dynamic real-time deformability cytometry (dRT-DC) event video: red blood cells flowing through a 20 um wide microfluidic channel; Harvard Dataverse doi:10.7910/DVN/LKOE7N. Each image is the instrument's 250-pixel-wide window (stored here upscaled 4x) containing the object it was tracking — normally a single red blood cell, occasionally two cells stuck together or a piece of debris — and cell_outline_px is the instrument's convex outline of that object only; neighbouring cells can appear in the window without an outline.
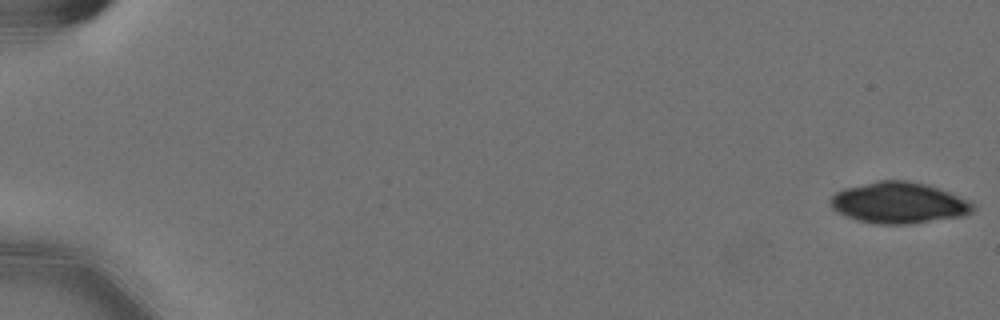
{"species": "Egyptian fruit bat (a non-hibernating species)", "species_latin": "Rousettus aegyptiacus", "temperature_condition": "cold", "stored_images_in_passage": 46, "camera_frame_rate_fps": 3000, "um_per_image_px": 0.085, "animal": {"sex": "female"}, "frame": {"image": 1, "passage_image": 1, "time_ms": 0.0, "image_size_px": [1000, 320], "cell_outline_px": [[972, 212], [964, 216], [908, 224], [876, 224], [860, 220], [848, 216], [832, 208], [828, 200], [836, 192], [844, 188], [880, 180], [908, 180], [928, 184], [968, 200], [972, 204]], "centroid_in_image_um": [76.39, 17.23], "position_along_channel_um": 8.6, "area_um2": 33.93}}
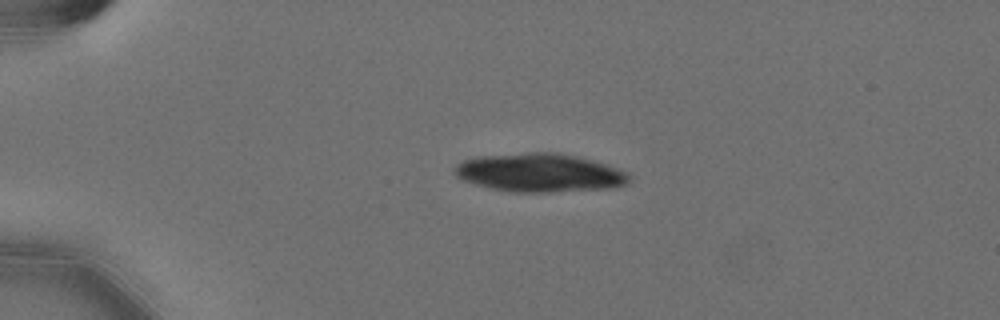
{"frame": {"image": 2, "passage_image": 14, "time_ms": 4.333, "image_size_px": [1000, 320], "cell_outline_px": [[632, 180], [628, 184], [612, 188], [548, 192], [512, 192], [492, 188], [460, 180], [456, 176], [452, 168], [456, 164], [464, 160], [476, 156], [528, 152], [560, 152], [592, 160], [620, 168], [628, 172], [632, 176]], "centroid_in_image_um": [45.9, 14.67], "position_along_channel_um": 39.1, "area_um2": 39.71}}